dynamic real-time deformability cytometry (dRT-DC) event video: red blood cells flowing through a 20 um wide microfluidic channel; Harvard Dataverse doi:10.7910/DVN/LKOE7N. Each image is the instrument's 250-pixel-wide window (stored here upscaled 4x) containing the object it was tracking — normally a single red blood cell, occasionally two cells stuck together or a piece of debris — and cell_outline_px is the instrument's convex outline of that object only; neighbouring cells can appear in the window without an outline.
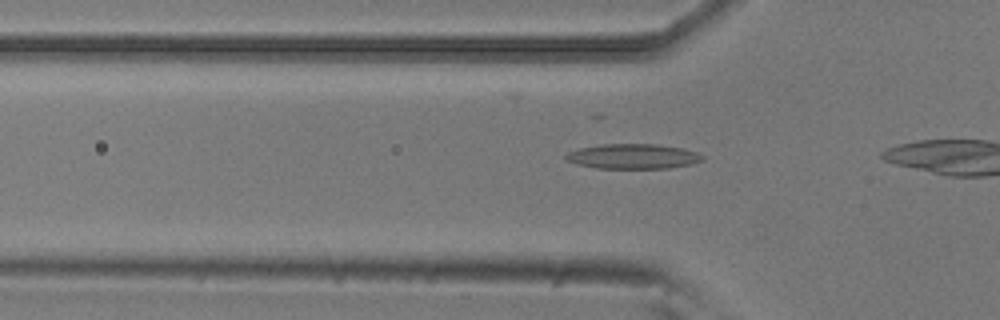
{"species": "common noctule bat (a hibernating species)", "species_latin": "Nyctalus noctula", "temperature_condition": "room temperature", "stored_images_in_passage": 15, "camera_frame_rate_fps": 3000, "um_per_image_px": 0.085, "animal": {"sex": "male", "body_mass_g": 20.5, "forearm_length_mm": 52.5}, "frame": {"image": 1, "passage_image": 9, "time_ms": 2.667, "image_size_px": [1000, 320], "cell_outline_px": [[704, 160], [692, 164], [668, 168], [596, 168], [580, 164], [568, 160], [564, 156], [568, 152], [580, 148], [604, 144], [656, 144], [684, 148], [696, 152], [704, 156]], "centroid_in_image_um": [53.87, 13.29], "position_along_channel_um": 71.9, "area_um2": 19.71}}
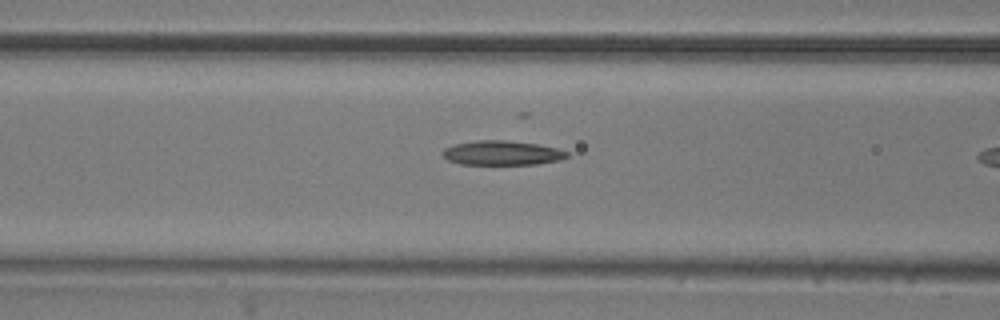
{"frame": {"image": 2, "passage_image": 13, "time_ms": 4.0, "image_size_px": [1000, 320], "cell_outline_px": [[568, 156], [560, 160], [536, 164], [460, 164], [448, 160], [440, 152], [444, 148], [456, 144], [476, 140], [504, 140], [536, 144], [556, 148], [568, 152]], "centroid_in_image_um": [42.65, 13.0], "position_along_channel_um": 124.0, "area_um2": 17.57}}